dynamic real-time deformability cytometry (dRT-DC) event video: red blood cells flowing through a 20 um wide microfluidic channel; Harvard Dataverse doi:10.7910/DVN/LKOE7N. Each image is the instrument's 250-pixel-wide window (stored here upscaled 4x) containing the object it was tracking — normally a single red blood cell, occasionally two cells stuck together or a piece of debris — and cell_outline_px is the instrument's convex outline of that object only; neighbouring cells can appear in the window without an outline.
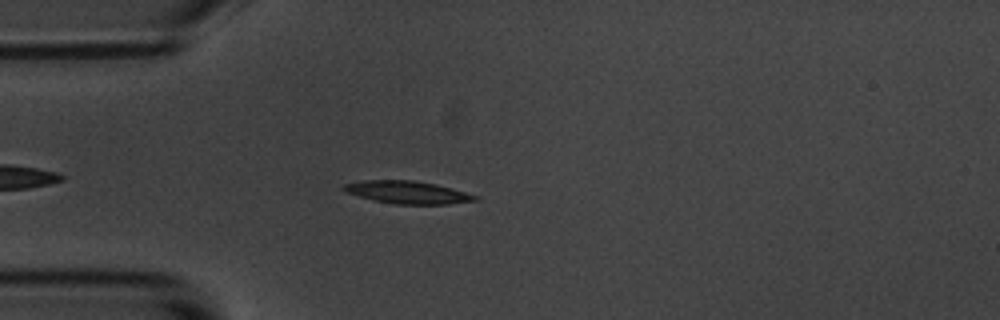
{"species": "common noctule bat (a hibernating species)", "species_latin": "Nyctalus noctula", "temperature_condition": "room temperature", "stored_images_in_passage": 5, "camera_frame_rate_fps": 3000, "um_per_image_px": 0.085, "animal": {"sex": "male", "body_mass_g": 20.1, "forearm_length_mm": 53.5}, "frame": {"image": 1, "passage_image": 4, "time_ms": 3.667, "image_size_px": [1000, 320], "cell_outline_px": [[480, 200], [448, 204], [396, 204], [372, 200], [344, 192], [340, 188], [344, 184], [360, 180], [412, 180], [436, 184], [452, 188], [480, 196]], "centroid_in_image_um": [34.63, 16.34], "position_along_channel_um": 50.4, "area_um2": 17.57}}